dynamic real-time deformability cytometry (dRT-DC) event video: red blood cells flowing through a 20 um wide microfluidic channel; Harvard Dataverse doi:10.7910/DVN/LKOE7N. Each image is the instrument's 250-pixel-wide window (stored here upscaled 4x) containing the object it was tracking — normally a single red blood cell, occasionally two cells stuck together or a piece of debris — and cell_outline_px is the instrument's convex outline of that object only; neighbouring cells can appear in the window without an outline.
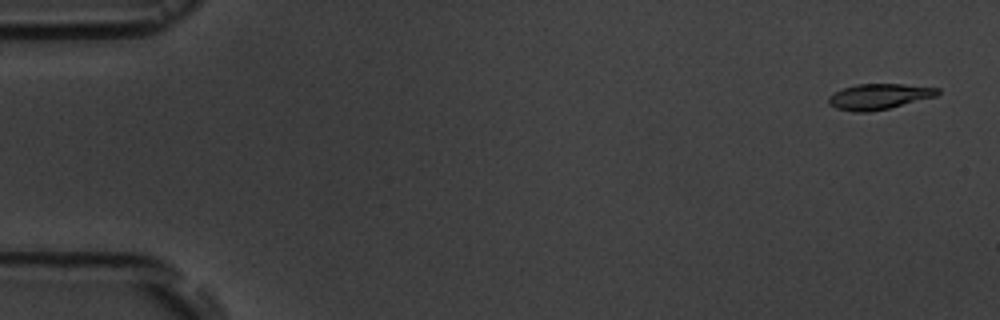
{"species": "common noctule bat (a hibernating species)", "species_latin": "Nyctalus noctula", "temperature_condition": "room temperature", "stored_images_in_passage": 5, "camera_frame_rate_fps": 3000, "um_per_image_px": 0.085, "animal": {"sex": "male", "body_mass_g": 19.5, "forearm_length_mm": 54.6}, "frame": {"image": 1, "passage_image": 1, "time_ms": 0.0, "image_size_px": [1000, 320], "cell_outline_px": [[940, 92], [936, 96], [888, 108], [868, 112], [852, 112], [836, 108], [828, 104], [828, 96], [844, 88], [856, 84], [904, 84], [940, 88]], "centroid_in_image_um": [74.7, 8.2], "position_along_channel_um": 10.3, "area_um2": 16.18}}
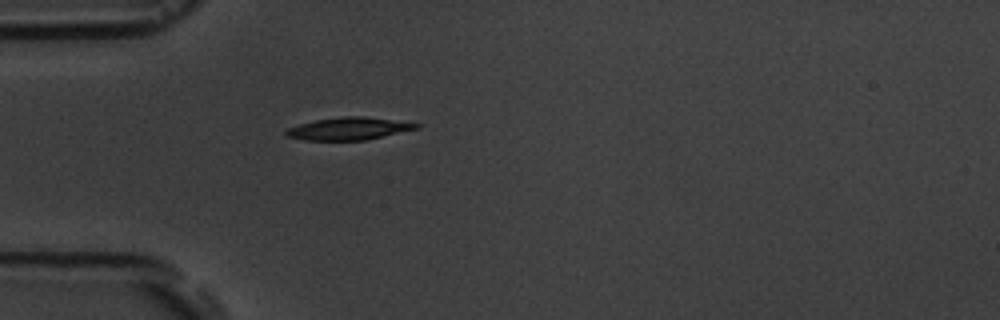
{"frame": {"image": 2, "passage_image": 5, "time_ms": 4.667, "image_size_px": [1000, 320], "cell_outline_px": [[420, 128], [364, 140], [308, 140], [288, 136], [284, 132], [288, 128], [300, 124], [316, 120], [344, 116], [364, 116], [420, 124]], "centroid_in_image_um": [29.65, 10.93], "position_along_channel_um": 55.3, "area_um2": 16.7}}